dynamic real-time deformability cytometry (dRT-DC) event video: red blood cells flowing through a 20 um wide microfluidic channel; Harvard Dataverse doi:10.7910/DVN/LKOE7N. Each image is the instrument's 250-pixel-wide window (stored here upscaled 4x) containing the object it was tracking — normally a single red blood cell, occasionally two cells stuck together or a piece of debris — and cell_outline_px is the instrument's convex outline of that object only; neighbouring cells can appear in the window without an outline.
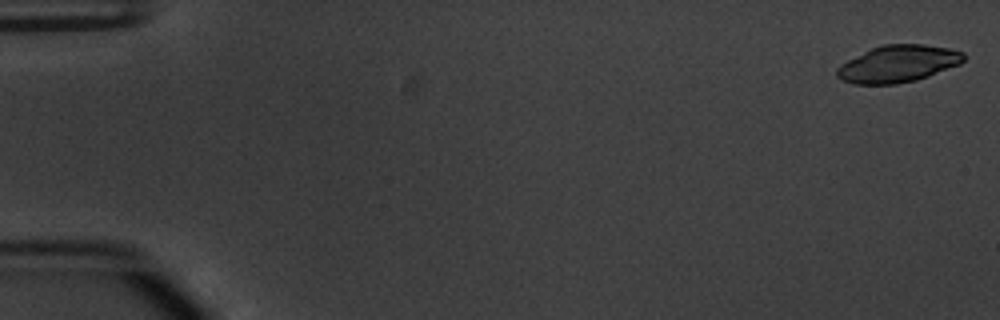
{"species": "common noctule bat (a hibernating species)", "species_latin": "Nyctalus noctula", "temperature_condition": "warm", "stored_images_in_passage": 12, "camera_frame_rate_fps": 3000, "um_per_image_px": 0.085, "animal": {"sex": "male", "body_mass_g": 20.1, "forearm_length_mm": 53.5}, "frame": {"image": 1, "passage_image": 1, "time_ms": 0.0, "image_size_px": [1000, 320], "cell_outline_px": [[964, 60], [960, 64], [928, 76], [916, 80], [896, 84], [852, 84], [840, 80], [836, 76], [836, 68], [840, 64], [872, 48], [884, 44], [924, 44], [948, 48], [964, 52]], "centroid_in_image_um": [76.31, 5.43], "position_along_channel_um": 8.7, "area_um2": 27.34}}